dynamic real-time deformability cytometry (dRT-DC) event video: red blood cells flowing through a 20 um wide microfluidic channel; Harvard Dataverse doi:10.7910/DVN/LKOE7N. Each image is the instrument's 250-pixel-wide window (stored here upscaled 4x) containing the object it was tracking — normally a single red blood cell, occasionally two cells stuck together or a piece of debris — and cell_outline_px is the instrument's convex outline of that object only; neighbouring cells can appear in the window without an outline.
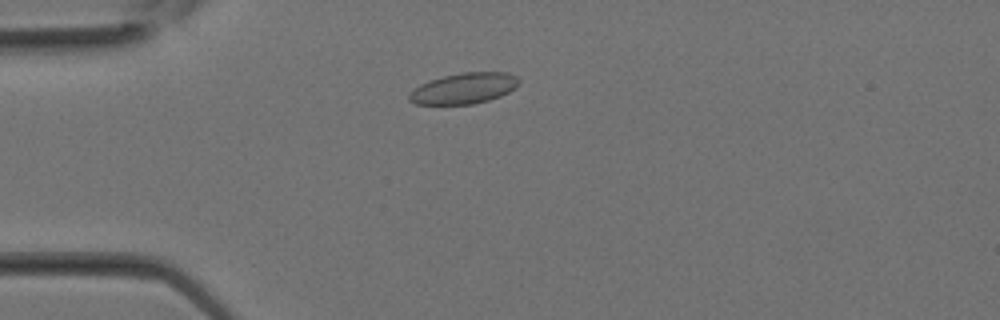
{"species": "Egyptian fruit bat (a non-hibernating species)", "species_latin": "Rousettus aegyptiacus", "temperature_condition": "room temperature", "stored_images_in_passage": 17, "camera_frame_rate_fps": 3000, "um_per_image_px": 0.085, "animal": {"sex": "female"}, "frame": {"image": 1, "passage_image": 5, "time_ms": 1.333, "image_size_px": [1000, 320], "cell_outline_px": [[520, 84], [516, 88], [500, 96], [488, 100], [472, 104], [416, 104], [408, 100], [408, 92], [420, 84], [444, 76], [464, 72], [508, 72], [516, 76], [520, 80]], "centroid_in_image_um": [39.45, 7.51], "position_along_channel_um": 45.6, "area_um2": 19.77}}
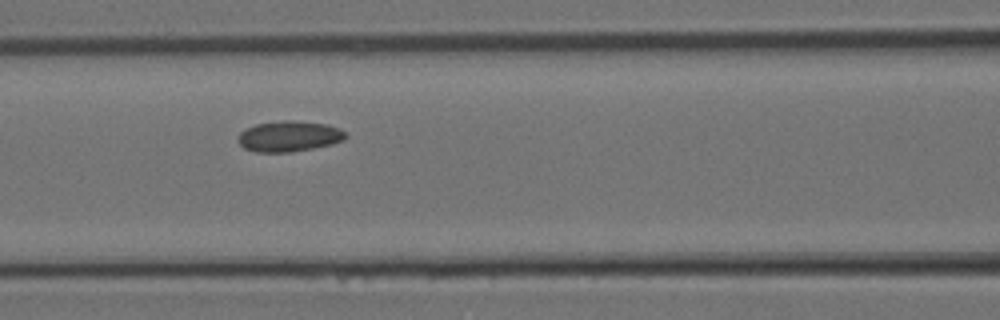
{"frame": {"image": 2, "passage_image": 10, "time_ms": 3.0, "image_size_px": [1000, 320], "cell_outline_px": [[348, 136], [344, 140], [332, 144], [292, 152], [256, 152], [244, 148], [240, 144], [240, 132], [256, 124], [288, 120], [328, 124], [340, 128]], "centroid_in_image_um": [24.62, 11.59], "position_along_channel_um": 142.0, "area_um2": 19.02}}
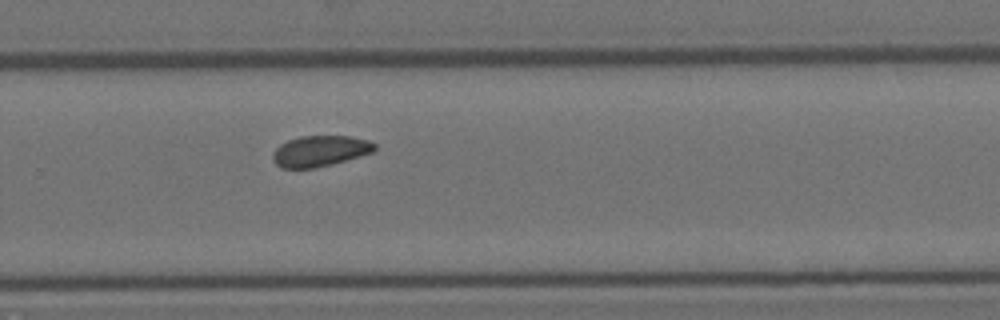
{"frame": {"image": 3, "passage_image": 17, "time_ms": 5.333, "image_size_px": [1000, 320], "cell_outline_px": [[376, 148], [372, 152], [332, 164], [316, 168], [280, 168], [272, 160], [272, 152], [280, 144], [288, 140], [300, 136], [348, 136], [368, 140], [376, 144]], "centroid_in_image_um": [27.16, 12.84], "position_along_channel_um": 302.6, "area_um2": 18.32}}